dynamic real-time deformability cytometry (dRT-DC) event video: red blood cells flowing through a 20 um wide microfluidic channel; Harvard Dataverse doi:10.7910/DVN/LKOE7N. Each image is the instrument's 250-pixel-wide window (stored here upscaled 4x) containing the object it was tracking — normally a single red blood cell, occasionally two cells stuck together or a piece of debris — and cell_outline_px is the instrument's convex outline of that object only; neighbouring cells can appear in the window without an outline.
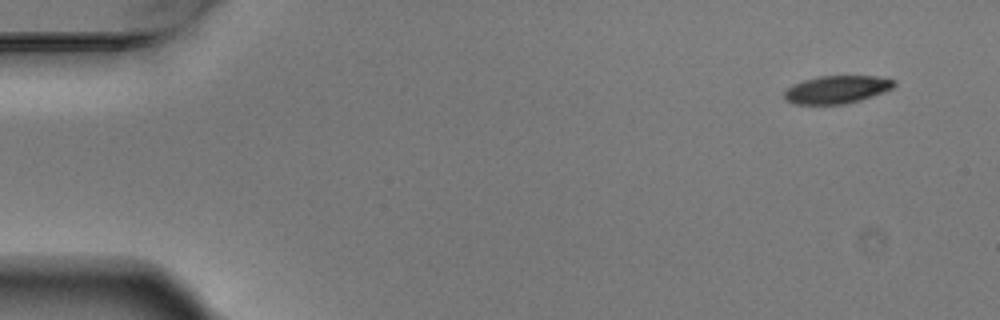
{"species": "Egyptian fruit bat (a non-hibernating species)", "species_latin": "Rousettus aegyptiacus", "temperature_condition": "warm", "stored_images_in_passage": 7, "camera_frame_rate_fps": 3000, "um_per_image_px": 0.085, "animal": {"sex": "male"}, "frame": {"image": 1, "passage_image": 1, "time_ms": 0.0, "image_size_px": [1000, 320], "cell_outline_px": [[896, 84], [892, 88], [860, 100], [844, 104], [792, 104], [784, 100], [784, 92], [792, 84], [804, 80], [820, 76], [876, 76], [896, 80]], "centroid_in_image_um": [71.09, 7.61], "position_along_channel_um": 13.9, "area_um2": 17.74}}
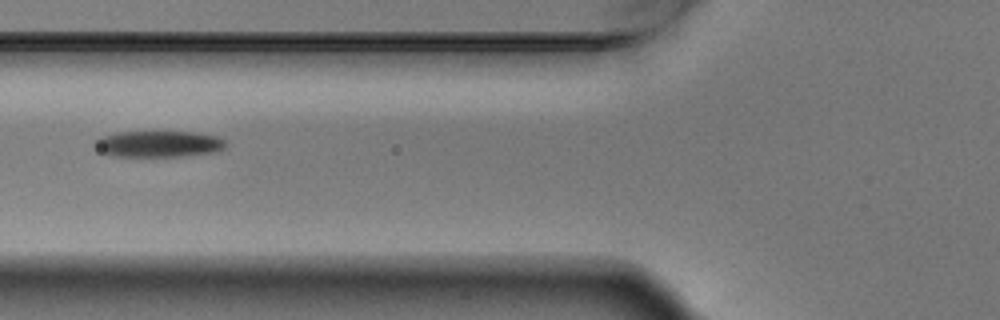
{"frame": {"image": 2, "passage_image": 6, "time_ms": 1.667, "image_size_px": [1000, 320], "cell_outline_px": [[228, 144], [224, 148], [216, 152], [180, 156], [112, 156], [100, 152], [96, 148], [96, 140], [100, 136], [116, 132], [196, 132], [220, 136]], "centroid_in_image_um": [13.51, 12.23], "position_along_channel_um": 112.3, "area_um2": 20.17}}
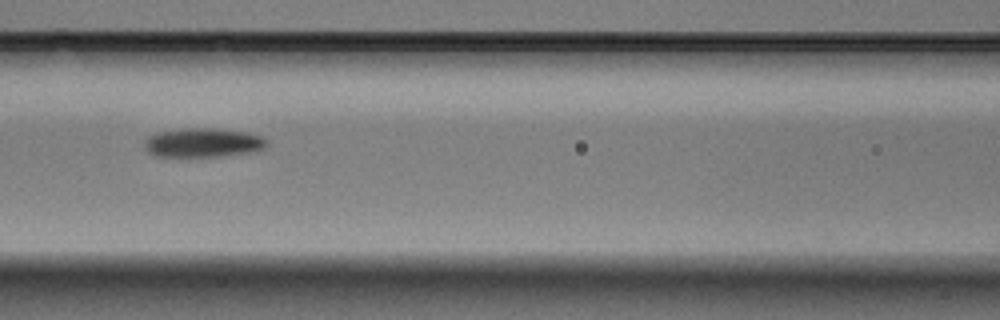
{"frame": {"image": 3, "passage_image": 7, "time_ms": 2.0, "image_size_px": [1000, 320], "cell_outline_px": [[268, 144], [264, 148], [256, 152], [220, 156], [156, 156], [148, 152], [144, 144], [144, 140], [148, 136], [160, 132], [184, 128], [212, 128], [244, 132], [264, 136], [268, 140]], "centroid_in_image_um": [17.3, 12.13], "position_along_channel_um": 149.3, "area_um2": 20.81}}